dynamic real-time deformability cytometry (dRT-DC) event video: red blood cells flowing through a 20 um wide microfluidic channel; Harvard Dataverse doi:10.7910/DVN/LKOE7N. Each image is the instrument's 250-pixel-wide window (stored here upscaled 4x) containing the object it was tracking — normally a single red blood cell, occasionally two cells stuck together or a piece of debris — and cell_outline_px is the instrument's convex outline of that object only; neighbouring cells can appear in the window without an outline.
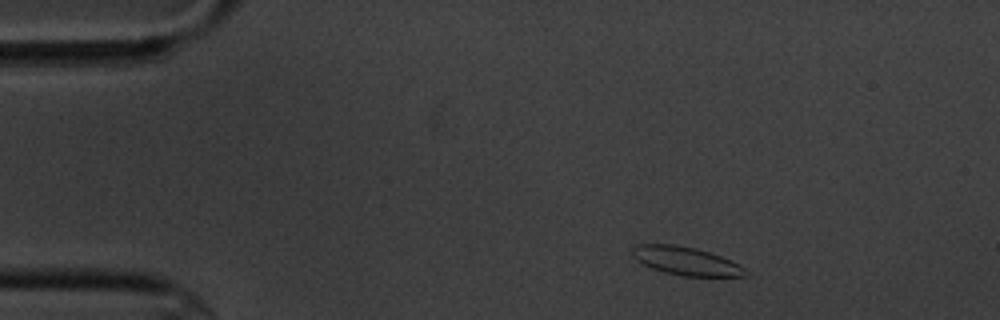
{"species": "common noctule bat (a hibernating species)", "species_latin": "Nyctalus noctula", "temperature_condition": "cold", "stored_images_in_passage": 3, "camera_frame_rate_fps": 3000, "um_per_image_px": 0.085, "animal": {"sex": "male", "body_mass_g": 20.1, "forearm_length_mm": 53.5}, "frame": {"image": 1, "passage_image": 1, "time_ms": 0.0, "image_size_px": [1000, 320], "cell_outline_px": [[748, 276], [684, 276], [664, 272], [652, 268], [636, 260], [632, 256], [632, 248], [636, 244], [672, 244], [696, 248], [732, 260], [740, 264], [744, 268]], "centroid_in_image_um": [58.3, 22.18], "position_along_channel_um": 26.7, "area_um2": 18.61}}